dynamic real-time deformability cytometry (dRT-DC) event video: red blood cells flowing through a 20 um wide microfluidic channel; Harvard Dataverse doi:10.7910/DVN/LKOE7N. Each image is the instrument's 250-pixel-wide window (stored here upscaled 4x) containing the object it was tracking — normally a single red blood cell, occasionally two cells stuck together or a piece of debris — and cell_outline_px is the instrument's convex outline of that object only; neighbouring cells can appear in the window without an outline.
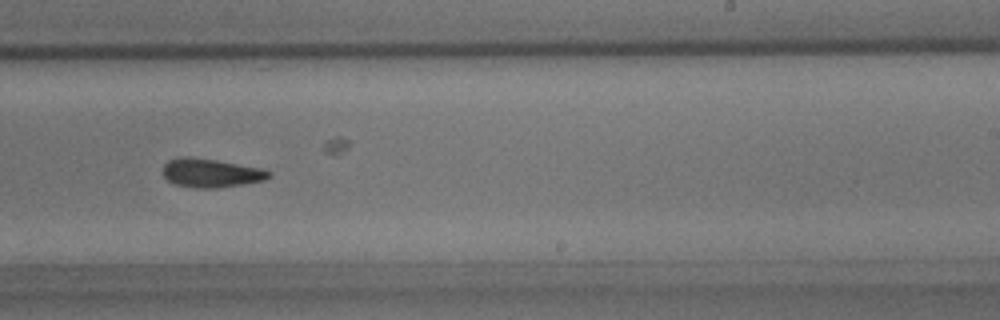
{"species": "common noctule bat (a hibernating species)", "species_latin": "Nyctalus noctula", "temperature_condition": "room temperature", "stored_images_in_passage": 36, "camera_frame_rate_fps": 3000, "um_per_image_px": 0.085, "animal": {"sex": "male", "body_mass_g": 15.6}, "frame": {"image": 1, "passage_image": 16, "time_ms": 5.0, "image_size_px": [1000, 320], "cell_outline_px": [[272, 176], [264, 180], [244, 184], [216, 188], [196, 188], [176, 184], [168, 180], [164, 176], [164, 164], [168, 160], [180, 156], [192, 156], [264, 168], [272, 172]], "centroid_in_image_um": [17.97, 14.69], "position_along_channel_um": 271.0, "area_um2": 17.92}}
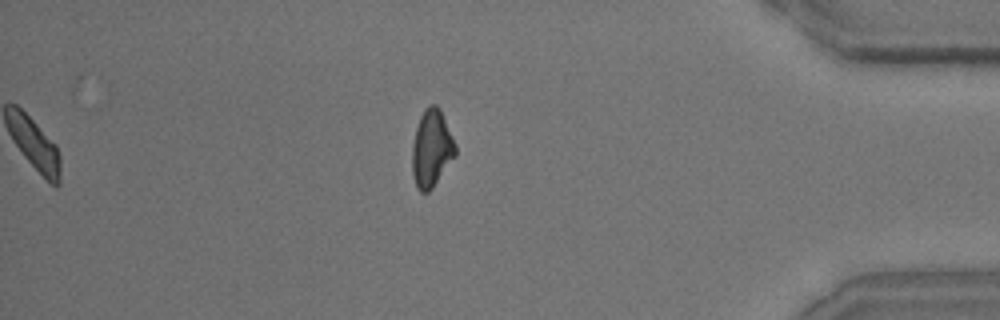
{"frame": {"image": 2, "passage_image": 36, "time_ms": 11.667, "image_size_px": [1000, 320], "cell_outline_px": [[456, 156], [432, 188], [428, 192], [420, 192], [416, 188], [412, 172], [412, 144], [416, 128], [420, 116], [424, 108], [428, 104], [436, 104], [440, 108], [456, 144]], "centroid_in_image_um": [36.68, 12.61], "position_along_channel_um": 398.5, "area_um2": 19.71}}